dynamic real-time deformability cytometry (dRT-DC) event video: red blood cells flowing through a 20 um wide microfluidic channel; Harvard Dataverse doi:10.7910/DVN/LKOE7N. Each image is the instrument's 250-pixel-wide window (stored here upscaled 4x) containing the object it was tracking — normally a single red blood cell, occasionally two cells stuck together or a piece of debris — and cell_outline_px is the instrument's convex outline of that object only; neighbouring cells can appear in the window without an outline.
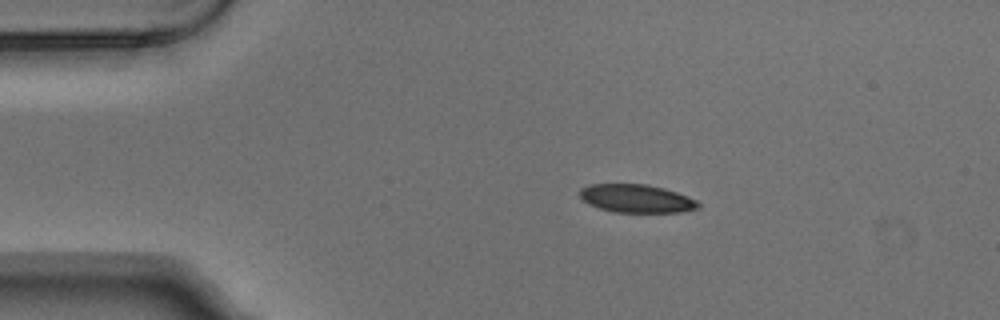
{"species": "Egyptian fruit bat (a non-hibernating species)", "species_latin": "Rousettus aegyptiacus", "temperature_condition": "warm", "stored_images_in_passage": 6, "camera_frame_rate_fps": 3000, "um_per_image_px": 0.085, "animal": {"sex": "male"}, "frame": {"image": 1, "passage_image": 1, "time_ms": 0.0, "image_size_px": [1000, 320], "cell_outline_px": [[700, 208], [680, 212], [612, 212], [588, 204], [580, 196], [580, 188], [588, 184], [648, 184], [664, 188], [688, 196], [696, 200], [700, 204]], "centroid_in_image_um": [54.1, 16.87], "position_along_channel_um": 30.9, "area_um2": 19.54}}
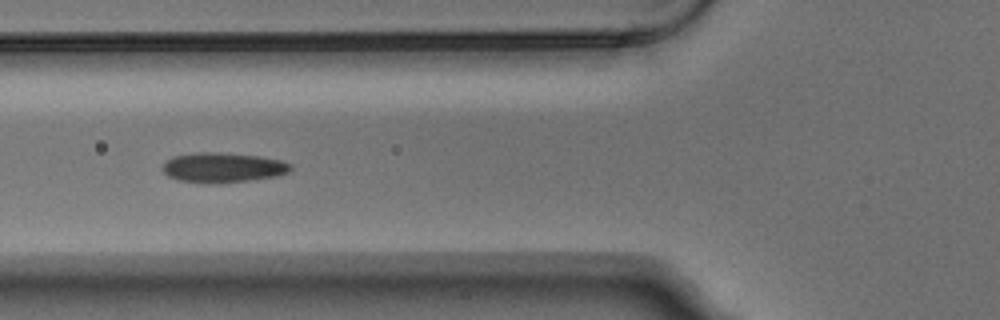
{"frame": {"image": 2, "passage_image": 4, "time_ms": 1.0, "image_size_px": [1000, 320], "cell_outline_px": [[292, 168], [288, 172], [276, 176], [220, 184], [208, 184], [176, 180], [168, 176], [160, 168], [172, 156], [196, 152], [220, 152], [260, 156], [280, 160], [292, 164]], "centroid_in_image_um": [18.91, 14.24], "position_along_channel_um": 106.9, "area_um2": 22.6}}
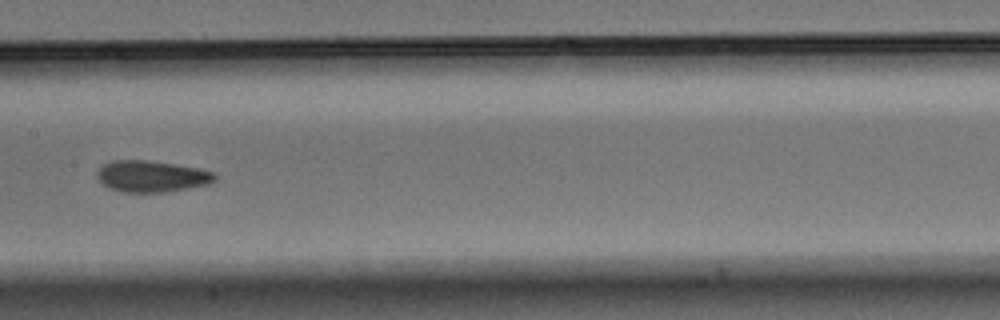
{"frame": {"image": 3, "passage_image": 6, "time_ms": 1.667, "image_size_px": [1000, 320], "cell_outline_px": [[216, 180], [208, 184], [188, 188], [164, 192], [124, 192], [108, 188], [96, 176], [96, 172], [104, 164], [112, 160], [148, 160], [176, 164], [200, 168], [216, 172]], "centroid_in_image_um": [12.91, 14.98], "position_along_channel_um": 194.5, "area_um2": 21.68}}